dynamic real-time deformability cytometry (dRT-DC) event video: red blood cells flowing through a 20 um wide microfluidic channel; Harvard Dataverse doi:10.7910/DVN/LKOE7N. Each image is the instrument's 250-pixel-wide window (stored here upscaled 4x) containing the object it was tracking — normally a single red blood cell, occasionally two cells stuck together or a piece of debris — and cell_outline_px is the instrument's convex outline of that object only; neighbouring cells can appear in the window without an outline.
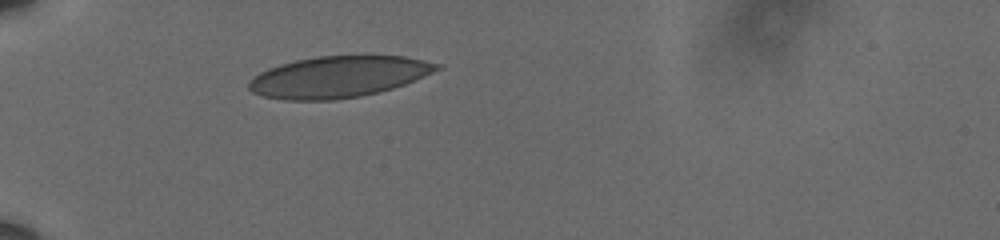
{"species": "human", "species_latin": "Homo sapiens", "temperature_condition": "cold", "stored_images_in_passage": 11, "camera_frame_rate_fps": 3000, "um_per_image_px": 0.085, "donor": {"sex": "male"}, "frame": {"image": 1, "passage_image": 1, "time_ms": 0.0, "image_size_px": [1000, 240], "cell_outline_px": [[444, 68], [404, 84], [380, 92], [360, 96], [332, 100], [288, 100], [264, 96], [252, 92], [248, 88], [248, 84], [260, 72], [268, 68], [280, 64], [296, 60], [316, 56], [404, 56], [424, 60], [440, 64]], "centroid_in_image_um": [28.79, 6.53], "position_along_channel_um": 56.2, "area_um2": 45.03}}
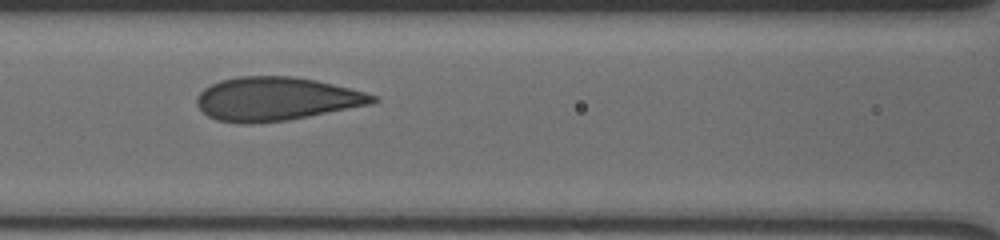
{"frame": {"image": 2, "passage_image": 10, "time_ms": 3.0, "image_size_px": [1000, 240], "cell_outline_px": [[380, 100], [372, 104], [288, 120], [252, 124], [236, 124], [216, 120], [208, 116], [196, 104], [196, 96], [204, 88], [220, 80], [240, 76], [296, 76], [316, 80], [364, 92], [376, 96]], "centroid_in_image_um": [23.44, 8.41], "position_along_channel_um": 143.2, "area_um2": 44.8}}
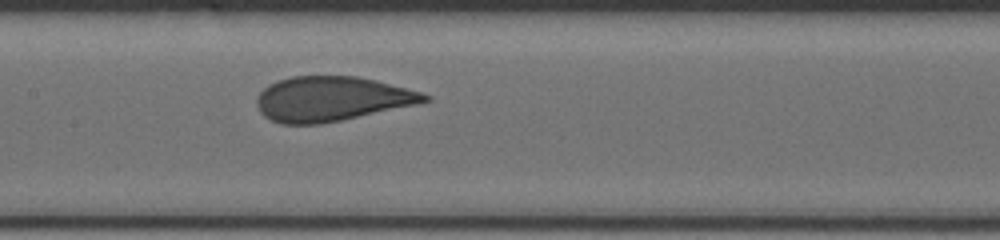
{"frame": {"image": 3, "passage_image": 11, "time_ms": 3.333, "image_size_px": [1000, 240], "cell_outline_px": [[432, 100], [416, 104], [340, 120], [320, 124], [280, 124], [264, 116], [260, 112], [256, 104], [256, 96], [268, 84], [276, 80], [292, 76], [356, 76], [376, 80], [420, 92], [432, 96]], "centroid_in_image_um": [28.14, 8.39], "position_along_channel_um": 179.3, "area_um2": 43.58}}